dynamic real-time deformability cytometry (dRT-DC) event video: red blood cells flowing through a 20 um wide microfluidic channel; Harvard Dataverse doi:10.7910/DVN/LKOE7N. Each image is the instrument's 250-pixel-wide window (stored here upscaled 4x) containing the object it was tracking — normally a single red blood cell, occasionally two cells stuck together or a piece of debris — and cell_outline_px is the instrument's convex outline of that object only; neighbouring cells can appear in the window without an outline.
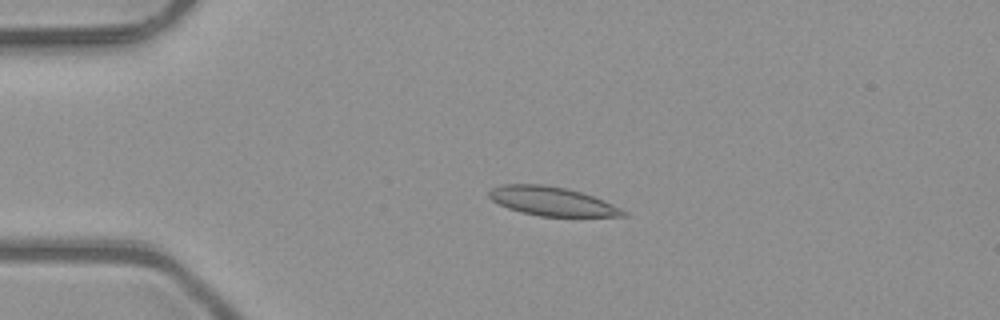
{"species": "common noctule bat (a hibernating species)", "species_latin": "Nyctalus noctula", "temperature_condition": "room temperature", "stored_images_in_passage": 3, "camera_frame_rate_fps": 3000, "um_per_image_px": 0.085, "animal": {"sex": "male", "body_mass_g": 23.1, "forearm_length_mm": 52.7}, "frame": {"image": 1, "passage_image": 2, "time_ms": 0.333, "image_size_px": [1000, 320], "cell_outline_px": [[628, 216], [540, 216], [520, 212], [508, 208], [492, 200], [488, 196], [488, 192], [492, 188], [500, 184], [544, 184], [568, 188], [592, 196], [612, 204], [628, 212]], "centroid_in_image_um": [46.89, 17.1], "position_along_channel_um": 38.1, "area_um2": 22.54}}